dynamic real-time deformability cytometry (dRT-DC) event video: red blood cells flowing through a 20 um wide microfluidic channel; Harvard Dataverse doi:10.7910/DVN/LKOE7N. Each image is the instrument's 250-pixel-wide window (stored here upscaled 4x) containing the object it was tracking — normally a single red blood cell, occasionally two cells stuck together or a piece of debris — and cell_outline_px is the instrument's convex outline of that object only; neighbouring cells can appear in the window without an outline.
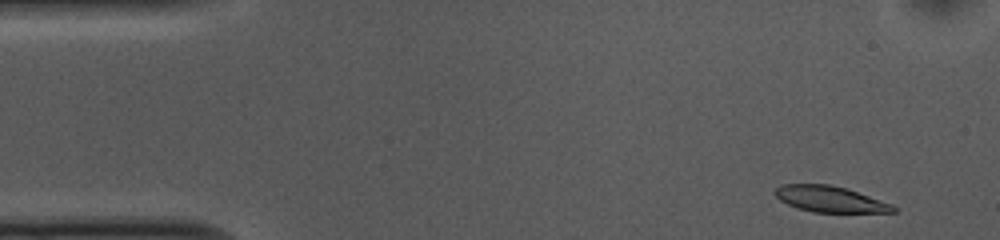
{"species": "common noctule bat (a hibernating species)", "species_latin": "Nyctalus noctula", "temperature_condition": "cold", "stored_images_in_passage": 51, "camera_frame_rate_fps": 3000, "um_per_image_px": 0.085, "animal": {"sex": "female", "body_mass_g": 10.0, "forearm_length_mm": 53.1}, "frame": {"image": 1, "passage_image": 2, "time_ms": 0.333, "image_size_px": [1000, 240], "cell_outline_px": [[896, 212], [812, 212], [796, 208], [780, 200], [772, 192], [780, 184], [828, 184], [848, 188], [892, 204], [896, 208]], "centroid_in_image_um": [70.53, 16.92], "position_along_channel_um": 14.5, "area_um2": 18.03}}
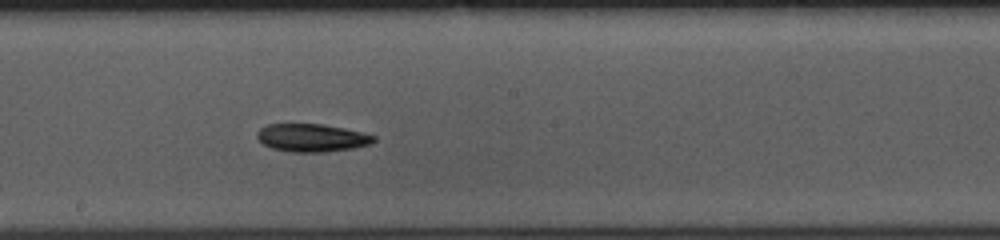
{"frame": {"image": 2, "passage_image": 26, "time_ms": 8.333, "image_size_px": [1000, 240], "cell_outline_px": [[376, 140], [372, 144], [352, 148], [324, 152], [292, 152], [272, 148], [264, 144], [256, 136], [256, 132], [260, 128], [268, 124], [324, 124], [344, 128], [376, 136]], "centroid_in_image_um": [26.51, 11.71], "position_along_channel_um": 221.7, "area_um2": 18.96}}
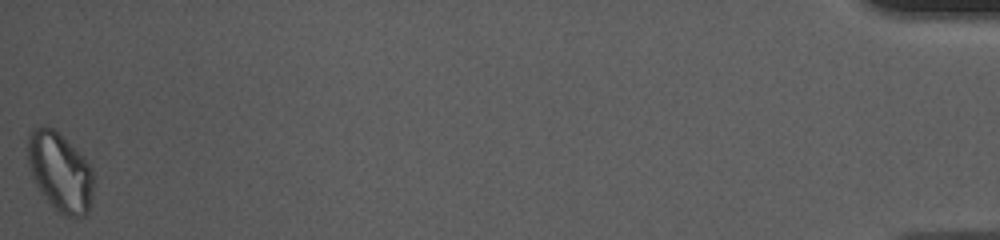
{"frame": {"image": 3, "passage_image": 51, "time_ms": 16.667, "image_size_px": [1000, 240], "cell_outline_px": [[92, 196], [88, 212], [84, 216], [64, 216], [48, 200], [36, 184], [32, 176], [28, 164], [28, 136], [32, 128], [52, 128], [92, 168]], "centroid_in_image_um": [5.09, 14.65], "position_along_channel_um": 430.1, "area_um2": 29.02}, "authors_computed_cell_mechanics": {"area_um2": 19.7098, "velocity_mm_per_s": 3.7129, "shape_relaxation_time_tau1_ms": 5.0012, "shape_relaxation_time_tau2_ms": null, "deformation_change_tau1": 0.1335, "deformation_change_tau2": null}}